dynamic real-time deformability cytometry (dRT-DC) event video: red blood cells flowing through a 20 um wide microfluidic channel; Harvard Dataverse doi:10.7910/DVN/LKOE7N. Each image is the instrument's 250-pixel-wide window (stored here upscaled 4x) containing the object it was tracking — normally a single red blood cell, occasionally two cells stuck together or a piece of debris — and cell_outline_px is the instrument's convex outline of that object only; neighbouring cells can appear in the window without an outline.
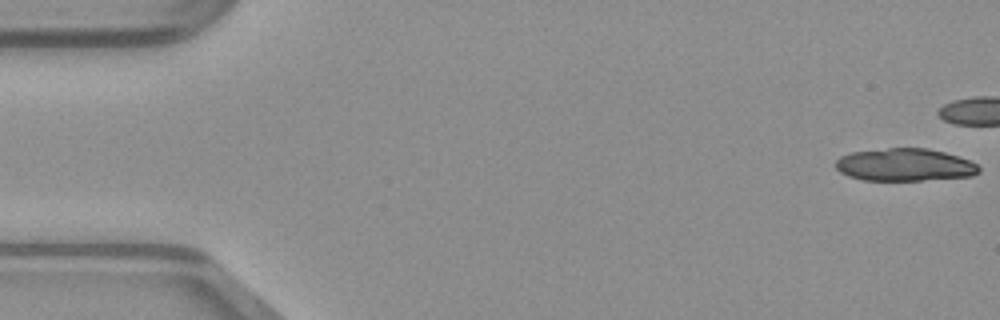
{"species": "common noctule bat (a hibernating species)", "species_latin": "Nyctalus noctula", "temperature_condition": "warm", "stored_images_in_passage": 39, "camera_frame_rate_fps": 3000, "um_per_image_px": 0.085, "animal": {"sex": "male", "body_mass_g": 23.1, "forearm_length_mm": 52.7}, "frame": {"image": 1, "passage_image": 1, "time_ms": 0.0, "image_size_px": [1000, 320], "cell_outline_px": [[980, 172], [972, 176], [920, 180], [864, 180], [848, 176], [840, 172], [836, 168], [836, 160], [840, 156], [852, 152], [888, 148], [928, 148], [944, 152], [968, 160], [976, 164], [980, 168]], "centroid_in_image_um": [76.89, 14.01], "position_along_channel_um": 8.1, "area_um2": 27.05}}